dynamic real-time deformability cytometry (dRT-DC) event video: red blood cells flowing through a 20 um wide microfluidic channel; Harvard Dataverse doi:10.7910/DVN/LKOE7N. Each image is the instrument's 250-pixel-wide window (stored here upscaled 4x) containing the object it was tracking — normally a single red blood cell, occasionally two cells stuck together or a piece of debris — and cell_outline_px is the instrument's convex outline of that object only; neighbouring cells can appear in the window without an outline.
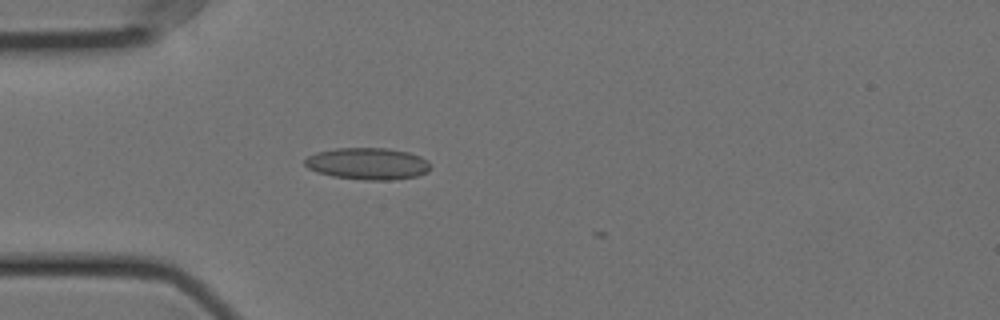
{"species": "Egyptian fruit bat (a non-hibernating species)", "species_latin": "Rousettus aegyptiacus", "temperature_condition": "cold", "stored_images_in_passage": 6, "camera_frame_rate_fps": 3000, "um_per_image_px": 0.085, "animal": {"sex": "female"}, "frame": {"image": 1, "passage_image": 1, "time_ms": 0.0, "image_size_px": [1000, 320], "cell_outline_px": [[432, 168], [428, 172], [416, 176], [388, 180], [364, 180], [332, 176], [316, 172], [308, 168], [304, 164], [304, 160], [308, 156], [316, 152], [336, 148], [388, 148], [408, 152], [420, 156], [428, 160]], "centroid_in_image_um": [31.26, 13.91], "position_along_channel_um": 53.7, "area_um2": 23.47}}
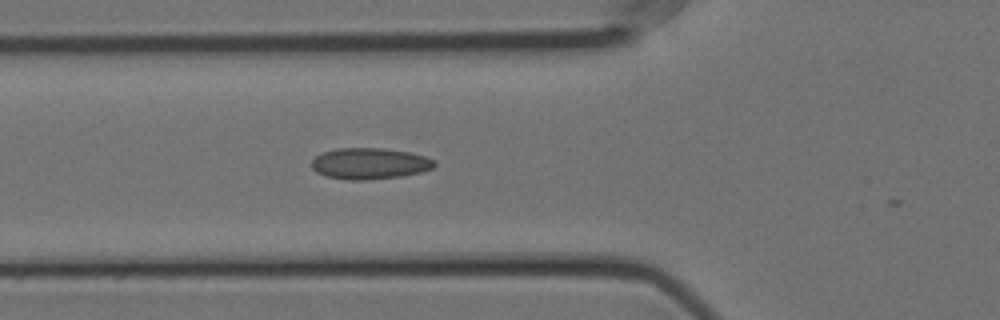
{"frame": {"image": 2, "passage_image": 5, "time_ms": 1.333, "image_size_px": [1000, 320], "cell_outline_px": [[436, 164], [432, 168], [420, 172], [404, 176], [364, 180], [348, 180], [328, 176], [316, 172], [312, 168], [312, 160], [320, 152], [336, 148], [384, 148], [408, 152], [424, 156], [436, 160]], "centroid_in_image_um": [31.41, 13.89], "position_along_channel_um": 94.4, "area_um2": 22.43}}